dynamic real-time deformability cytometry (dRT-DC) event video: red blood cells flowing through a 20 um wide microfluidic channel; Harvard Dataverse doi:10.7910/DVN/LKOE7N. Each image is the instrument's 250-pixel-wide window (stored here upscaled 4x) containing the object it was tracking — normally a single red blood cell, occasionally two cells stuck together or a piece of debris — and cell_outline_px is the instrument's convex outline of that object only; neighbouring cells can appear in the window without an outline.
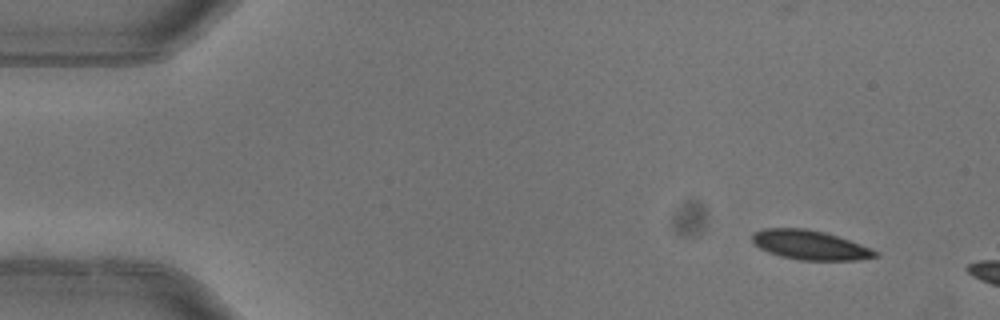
{"species": "common noctule bat (a hibernating species)", "species_latin": "Nyctalus noctula", "temperature_condition": "warm", "stored_images_in_passage": 4, "camera_frame_rate_fps": 3000, "um_per_image_px": 0.085, "animal": {"sex": "female"}, "frame": {"image": 1, "passage_image": 1, "time_ms": 0.0, "image_size_px": [1000, 320], "cell_outline_px": [[880, 256], [860, 260], [800, 260], [780, 256], [768, 252], [752, 244], [752, 232], [764, 228], [804, 228], [824, 232], [860, 244], [880, 252]], "centroid_in_image_um": [68.83, 20.83], "position_along_channel_um": 16.2, "area_um2": 21.15}}
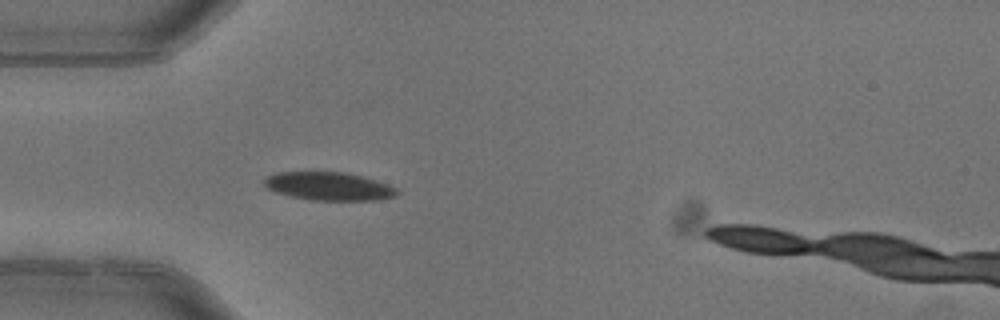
{"frame": {"image": 2, "passage_image": 4, "time_ms": 1.0, "image_size_px": [1000, 320], "cell_outline_px": [[400, 192], [396, 196], [376, 200], [308, 200], [276, 192], [268, 188], [264, 184], [264, 180], [268, 176], [276, 172], [344, 172], [364, 176], [388, 184], [396, 188]], "centroid_in_image_um": [27.99, 15.83], "position_along_channel_um": 57.0, "area_um2": 21.85}}